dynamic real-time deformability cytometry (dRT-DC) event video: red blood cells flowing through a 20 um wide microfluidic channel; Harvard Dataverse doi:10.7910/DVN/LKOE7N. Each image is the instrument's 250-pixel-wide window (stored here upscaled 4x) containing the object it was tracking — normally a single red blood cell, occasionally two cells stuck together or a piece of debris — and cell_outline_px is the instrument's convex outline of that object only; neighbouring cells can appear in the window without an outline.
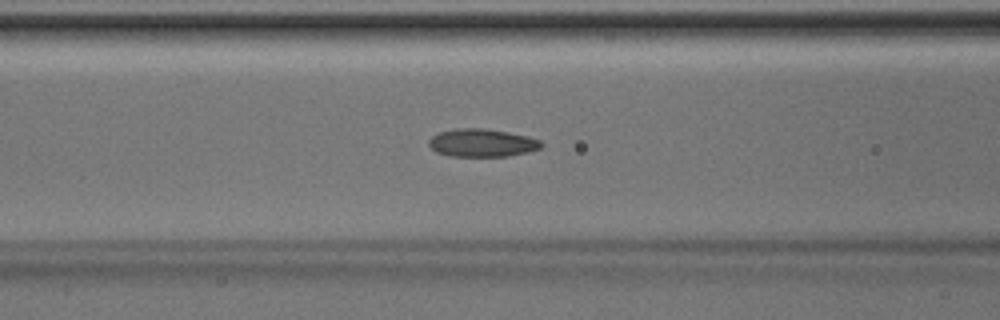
{"species": "Egyptian fruit bat (a non-hibernating species)", "species_latin": "Rousettus aegyptiacus", "temperature_condition": "room temperature", "stored_images_in_passage": 46, "camera_frame_rate_fps": 3000, "um_per_image_px": 0.085, "animal": {"sex": "male"}, "frame": {"image": 1, "passage_image": 18, "time_ms": 5.667, "image_size_px": [1000, 320], "cell_outline_px": [[544, 144], [540, 148], [528, 152], [508, 156], [448, 156], [436, 152], [428, 144], [428, 140], [432, 136], [440, 132], [456, 128], [484, 128], [508, 132], [528, 136], [540, 140]], "centroid_in_image_um": [40.97, 12.14], "position_along_channel_um": 125.6, "area_um2": 18.38}}
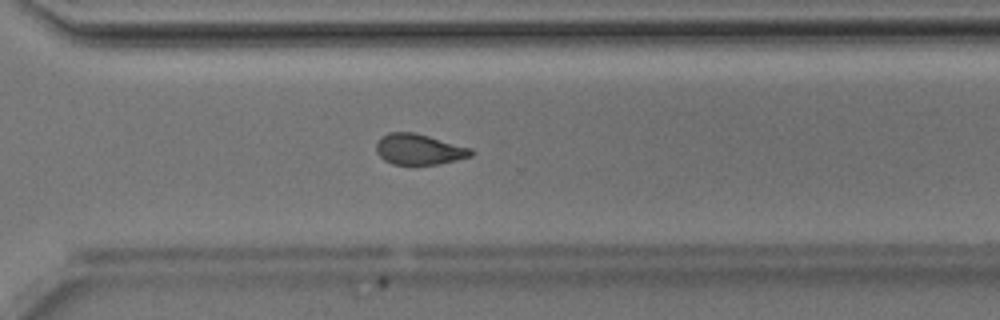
{"frame": {"image": 2, "passage_image": 33, "time_ms": 10.667, "image_size_px": [1000, 320], "cell_outline_px": [[476, 152], [472, 156], [456, 160], [436, 164], [392, 164], [384, 160], [376, 152], [376, 144], [380, 136], [388, 132], [416, 132], [472, 148]], "centroid_in_image_um": [35.62, 12.67], "position_along_channel_um": 335.0, "area_um2": 17.17}}
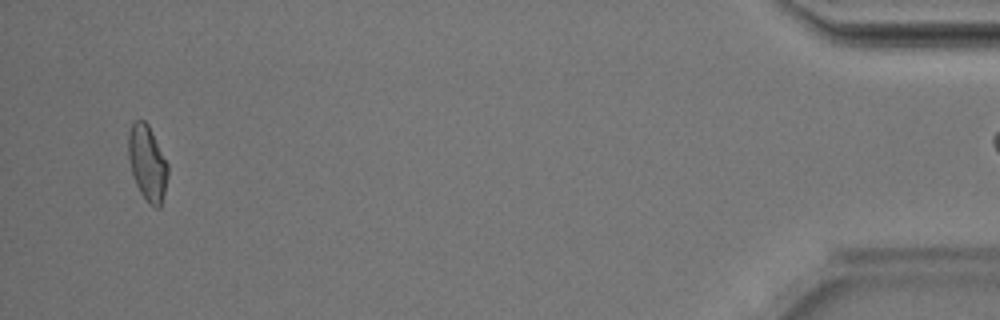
{"frame": {"image": 3, "passage_image": 45, "time_ms": 14.667, "image_size_px": [1000, 320], "cell_outline_px": [[168, 176], [160, 208], [156, 208], [148, 204], [140, 192], [136, 184], [132, 172], [128, 156], [128, 132], [132, 124], [136, 120], [144, 120], [148, 124], [168, 164]], "centroid_in_image_um": [12.52, 13.87], "position_along_channel_um": 422.7, "area_um2": 17.28}}